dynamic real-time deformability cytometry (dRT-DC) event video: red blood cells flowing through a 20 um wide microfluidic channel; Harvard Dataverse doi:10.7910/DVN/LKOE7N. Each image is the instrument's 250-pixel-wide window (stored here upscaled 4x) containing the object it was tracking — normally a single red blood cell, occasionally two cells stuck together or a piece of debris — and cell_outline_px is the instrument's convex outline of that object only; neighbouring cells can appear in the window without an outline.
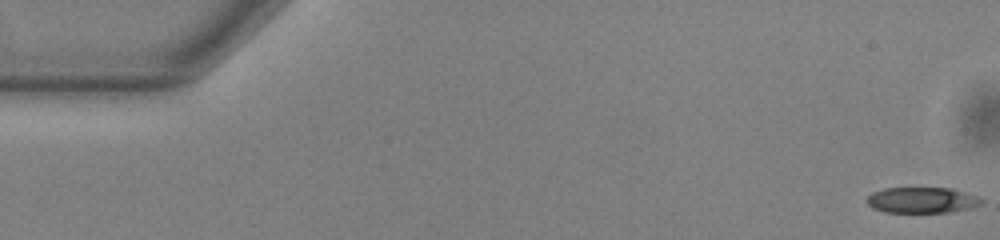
{"species": "common noctule bat (a hibernating species)", "species_latin": "Nyctalus noctula", "temperature_condition": "warm", "stored_images_in_passage": 54, "camera_frame_rate_fps": 3000, "um_per_image_px": 0.085, "animal": {"sex": "male", "body_mass_g": 13.0, "forearm_length_mm": 53.1}, "frame": {"image": 1, "passage_image": 1, "time_ms": 0.0, "image_size_px": [1000, 240], "cell_outline_px": [[984, 200], [980, 204], [972, 208], [948, 212], [884, 212], [872, 208], [868, 204], [868, 196], [872, 192], [884, 188], [952, 188], [980, 196]], "centroid_in_image_um": [78.4, 17.0], "position_along_channel_um": 6.6, "area_um2": 17.34}}
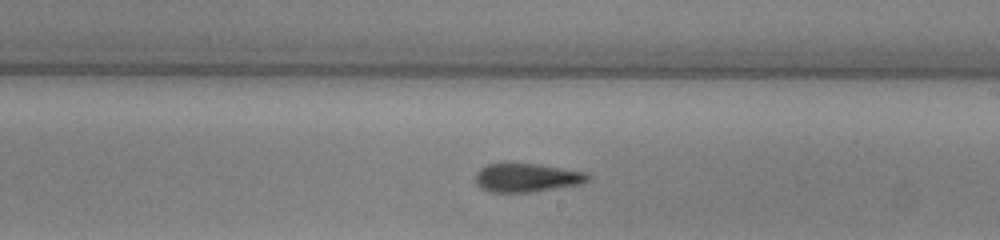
{"frame": {"image": 2, "passage_image": 31, "time_ms": 10.0, "image_size_px": [1000, 240], "cell_outline_px": [[588, 180], [580, 184], [528, 192], [488, 192], [476, 184], [476, 172], [484, 164], [540, 164], [588, 172]], "centroid_in_image_um": [44.76, 15.09], "position_along_channel_um": 244.2, "area_um2": 18.61}}
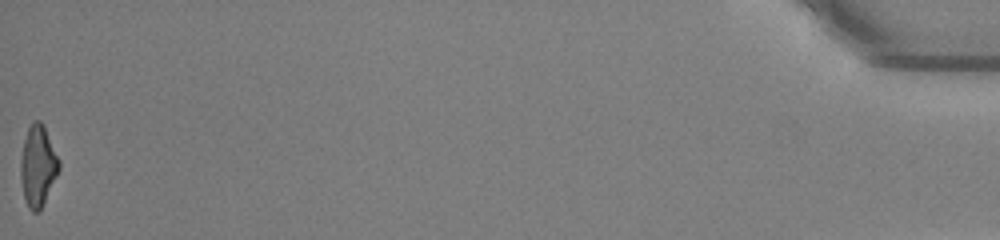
{"frame": {"image": 3, "passage_image": 54, "time_ms": 17.667, "image_size_px": [1000, 240], "cell_outline_px": [[60, 168], [40, 208], [36, 212], [32, 212], [28, 208], [24, 196], [20, 176], [20, 160], [24, 140], [28, 128], [32, 120], [40, 120], [44, 124], [60, 160]], "centroid_in_image_um": [3.21, 14.03], "position_along_channel_um": 432.0, "area_um2": 17.98}, "authors_computed_cell_mechanics": {"area_um2": 18.5827, "velocity_mm_per_s": 3.8399, "shape_relaxation_time_tau1_ms": 6.6115, "shape_relaxation_time_tau2_ms": 4.5675, "deformation_change_tau1": 0.2081, "deformation_change_tau2": 0.1591}}